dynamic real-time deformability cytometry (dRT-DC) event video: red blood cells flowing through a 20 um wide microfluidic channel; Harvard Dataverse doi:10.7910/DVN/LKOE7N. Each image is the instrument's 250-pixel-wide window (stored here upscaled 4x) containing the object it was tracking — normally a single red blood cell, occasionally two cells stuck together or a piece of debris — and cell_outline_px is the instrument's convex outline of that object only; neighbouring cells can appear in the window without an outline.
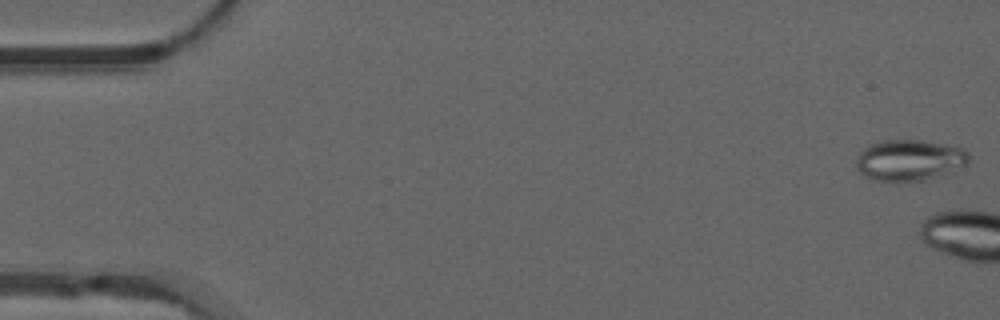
{"species": "common noctule bat (a hibernating species)", "species_latin": "Nyctalus noctula", "temperature_condition": "warm", "stored_images_in_passage": 5, "camera_frame_rate_fps": 3000, "um_per_image_px": 0.085, "animal": {"sex": "male", "forearm_length_mm": 52.5}, "frame": {"image": 1, "passage_image": 1, "time_ms": 0.0, "image_size_px": [1000, 320], "cell_outline_px": [[972, 156], [968, 164], [944, 176], [924, 180], [896, 184], [872, 180], [864, 176], [856, 168], [856, 160], [860, 152], [868, 144], [880, 140], [920, 140], [944, 144], [960, 148], [968, 152]], "centroid_in_image_um": [77.3, 13.66], "position_along_channel_um": 7.7, "area_um2": 27.98}}